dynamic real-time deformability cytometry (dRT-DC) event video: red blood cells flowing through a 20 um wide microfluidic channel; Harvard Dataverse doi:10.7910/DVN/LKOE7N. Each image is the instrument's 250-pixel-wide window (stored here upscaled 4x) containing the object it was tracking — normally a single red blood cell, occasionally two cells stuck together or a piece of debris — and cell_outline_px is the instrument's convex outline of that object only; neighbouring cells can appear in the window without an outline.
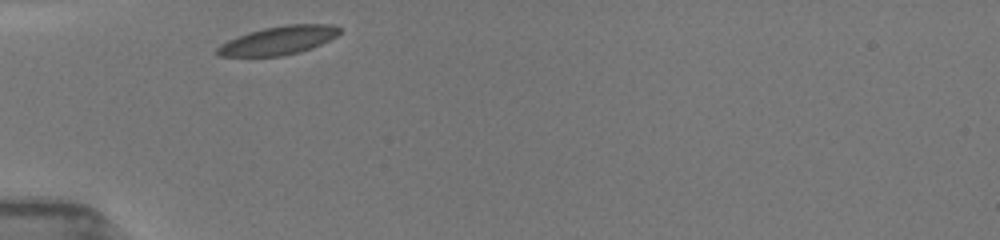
{"species": "common noctule bat (a hibernating species)", "species_latin": "Nyctalus noctula", "temperature_condition": "room temperature", "stored_images_in_passage": 10, "camera_frame_rate_fps": 3000, "um_per_image_px": 0.085, "animal": {"sex": "female", "body_mass_g": 19.5, "forearm_length_mm": 54.1}, "frame": {"image": 1, "passage_image": 1, "time_ms": 0.0, "image_size_px": [1000, 240], "cell_outline_px": [[340, 32], [336, 36], [312, 48], [300, 52], [280, 56], [220, 56], [216, 52], [216, 48], [220, 44], [228, 40], [248, 32], [264, 28], [284, 24], [332, 24], [340, 28]], "centroid_in_image_um": [23.66, 3.43], "position_along_channel_um": 61.3, "area_um2": 20.23}}
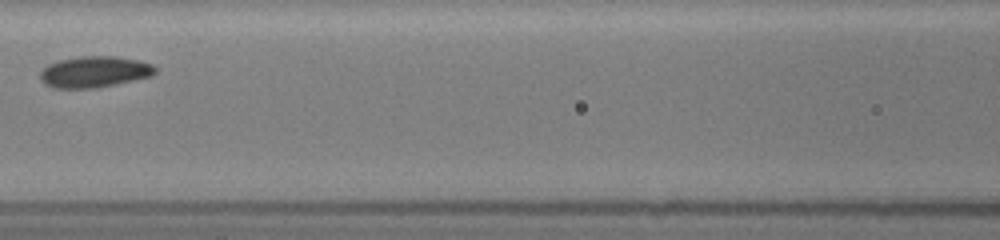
{"frame": {"image": 2, "passage_image": 5, "time_ms": 2.667, "image_size_px": [1000, 240], "cell_outline_px": [[156, 72], [152, 76], [96, 88], [52, 88], [44, 84], [40, 80], [40, 72], [48, 64], [60, 60], [80, 56], [116, 56], [140, 60], [152, 64], [156, 68]], "centroid_in_image_um": [8.02, 6.1], "position_along_channel_um": 158.6, "area_um2": 21.04}}
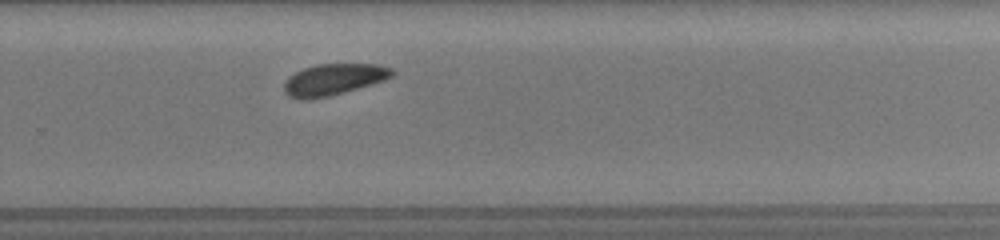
{"frame": {"image": 3, "passage_image": 10, "time_ms": 6.333, "image_size_px": [1000, 240], "cell_outline_px": [[396, 72], [392, 76], [384, 80], [344, 92], [328, 96], [304, 100], [288, 96], [284, 92], [284, 84], [288, 76], [304, 68], [316, 64], [376, 64], [396, 68]], "centroid_in_image_um": [28.37, 6.74], "position_along_channel_um": 301.4, "area_um2": 19.77}}